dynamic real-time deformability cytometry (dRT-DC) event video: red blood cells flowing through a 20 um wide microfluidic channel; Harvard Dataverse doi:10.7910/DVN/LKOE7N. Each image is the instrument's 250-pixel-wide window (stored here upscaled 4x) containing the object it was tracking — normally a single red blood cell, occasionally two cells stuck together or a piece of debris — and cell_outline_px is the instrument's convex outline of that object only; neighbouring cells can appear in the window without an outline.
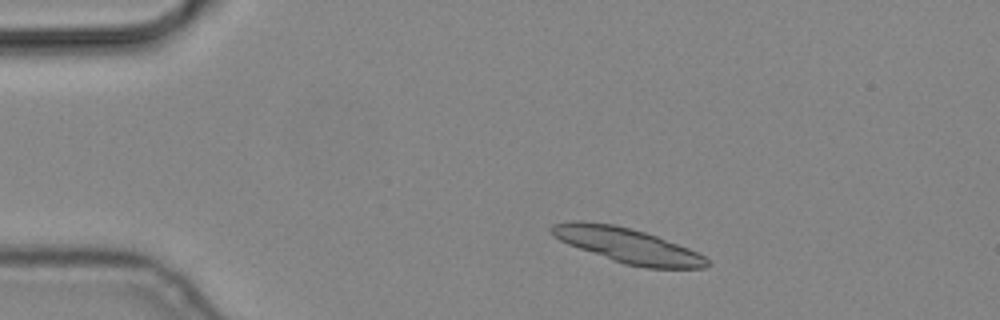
{"species": "common noctule bat (a hibernating species)", "species_latin": "Nyctalus noctula", "temperature_condition": "cold", "stored_images_in_passage": 5, "camera_frame_rate_fps": 3000, "um_per_image_px": 0.085, "animal": {"sex": "male", "body_mass_g": 19.2, "forearm_length_mm": 51.8}, "frame": {"image": 1, "passage_image": 2, "time_ms": 0.333, "image_size_px": [1000, 320], "cell_outline_px": [[708, 264], [704, 268], [644, 268], [624, 264], [612, 260], [568, 244], [552, 236], [548, 232], [548, 228], [552, 224], [572, 220], [584, 220], [616, 224], [644, 232], [656, 236], [688, 248], [704, 256], [708, 260]], "centroid_in_image_um": [53.25, 20.84], "position_along_channel_um": 31.8, "area_um2": 31.67}}